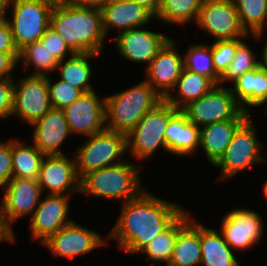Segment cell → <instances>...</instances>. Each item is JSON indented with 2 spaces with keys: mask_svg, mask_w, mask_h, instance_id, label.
I'll use <instances>...</instances> for the list:
<instances>
[{
  "mask_svg": "<svg viewBox=\"0 0 267 266\" xmlns=\"http://www.w3.org/2000/svg\"><path fill=\"white\" fill-rule=\"evenodd\" d=\"M184 210L179 204L165 201L144 190L138 197L122 204L106 240H115L118 248L127 253H139Z\"/></svg>",
  "mask_w": 267,
  "mask_h": 266,
  "instance_id": "1",
  "label": "cell"
},
{
  "mask_svg": "<svg viewBox=\"0 0 267 266\" xmlns=\"http://www.w3.org/2000/svg\"><path fill=\"white\" fill-rule=\"evenodd\" d=\"M52 27L74 53L103 52L106 35L100 8L57 2L50 16Z\"/></svg>",
  "mask_w": 267,
  "mask_h": 266,
  "instance_id": "2",
  "label": "cell"
},
{
  "mask_svg": "<svg viewBox=\"0 0 267 266\" xmlns=\"http://www.w3.org/2000/svg\"><path fill=\"white\" fill-rule=\"evenodd\" d=\"M163 98L146 80L105 96L106 129L128 135Z\"/></svg>",
  "mask_w": 267,
  "mask_h": 266,
  "instance_id": "3",
  "label": "cell"
},
{
  "mask_svg": "<svg viewBox=\"0 0 267 266\" xmlns=\"http://www.w3.org/2000/svg\"><path fill=\"white\" fill-rule=\"evenodd\" d=\"M142 166L126 160L86 174L80 180V193L122 201L138 197L144 189L141 186Z\"/></svg>",
  "mask_w": 267,
  "mask_h": 266,
  "instance_id": "4",
  "label": "cell"
},
{
  "mask_svg": "<svg viewBox=\"0 0 267 266\" xmlns=\"http://www.w3.org/2000/svg\"><path fill=\"white\" fill-rule=\"evenodd\" d=\"M163 99L137 123L127 135V151L137 161L150 159L159 147L167 152L164 132L169 120L178 112Z\"/></svg>",
  "mask_w": 267,
  "mask_h": 266,
  "instance_id": "5",
  "label": "cell"
},
{
  "mask_svg": "<svg viewBox=\"0 0 267 266\" xmlns=\"http://www.w3.org/2000/svg\"><path fill=\"white\" fill-rule=\"evenodd\" d=\"M252 120L251 115L237 129L225 152L213 165L220 170V180L231 179L254 164H267L266 156L262 153L263 144L258 138L257 128Z\"/></svg>",
  "mask_w": 267,
  "mask_h": 266,
  "instance_id": "6",
  "label": "cell"
},
{
  "mask_svg": "<svg viewBox=\"0 0 267 266\" xmlns=\"http://www.w3.org/2000/svg\"><path fill=\"white\" fill-rule=\"evenodd\" d=\"M87 139L73 154L80 180L90 172L126 160L122 156L127 152V135L105 129Z\"/></svg>",
  "mask_w": 267,
  "mask_h": 266,
  "instance_id": "7",
  "label": "cell"
},
{
  "mask_svg": "<svg viewBox=\"0 0 267 266\" xmlns=\"http://www.w3.org/2000/svg\"><path fill=\"white\" fill-rule=\"evenodd\" d=\"M55 4L53 0H9L8 10L12 11V16L7 17V20L19 51L39 41L50 26V16Z\"/></svg>",
  "mask_w": 267,
  "mask_h": 266,
  "instance_id": "8",
  "label": "cell"
},
{
  "mask_svg": "<svg viewBox=\"0 0 267 266\" xmlns=\"http://www.w3.org/2000/svg\"><path fill=\"white\" fill-rule=\"evenodd\" d=\"M216 85L208 93L190 102L181 111L197 127L235 119L243 108L236 101L230 87Z\"/></svg>",
  "mask_w": 267,
  "mask_h": 266,
  "instance_id": "9",
  "label": "cell"
},
{
  "mask_svg": "<svg viewBox=\"0 0 267 266\" xmlns=\"http://www.w3.org/2000/svg\"><path fill=\"white\" fill-rule=\"evenodd\" d=\"M196 24L216 40L251 37L240 23L234 0H203Z\"/></svg>",
  "mask_w": 267,
  "mask_h": 266,
  "instance_id": "10",
  "label": "cell"
},
{
  "mask_svg": "<svg viewBox=\"0 0 267 266\" xmlns=\"http://www.w3.org/2000/svg\"><path fill=\"white\" fill-rule=\"evenodd\" d=\"M47 76L27 75L14 79V100L11 116L33 124L50 109Z\"/></svg>",
  "mask_w": 267,
  "mask_h": 266,
  "instance_id": "11",
  "label": "cell"
},
{
  "mask_svg": "<svg viewBox=\"0 0 267 266\" xmlns=\"http://www.w3.org/2000/svg\"><path fill=\"white\" fill-rule=\"evenodd\" d=\"M0 215L6 226L14 233L13 224L23 217L33 215L43 197L37 179L12 177L2 190Z\"/></svg>",
  "mask_w": 267,
  "mask_h": 266,
  "instance_id": "12",
  "label": "cell"
},
{
  "mask_svg": "<svg viewBox=\"0 0 267 266\" xmlns=\"http://www.w3.org/2000/svg\"><path fill=\"white\" fill-rule=\"evenodd\" d=\"M257 211L244 208L228 211L220 231L233 251H245L257 245L264 235V222Z\"/></svg>",
  "mask_w": 267,
  "mask_h": 266,
  "instance_id": "13",
  "label": "cell"
},
{
  "mask_svg": "<svg viewBox=\"0 0 267 266\" xmlns=\"http://www.w3.org/2000/svg\"><path fill=\"white\" fill-rule=\"evenodd\" d=\"M96 93H83L63 109L71 135L88 137L106 129L105 96L99 98Z\"/></svg>",
  "mask_w": 267,
  "mask_h": 266,
  "instance_id": "14",
  "label": "cell"
},
{
  "mask_svg": "<svg viewBox=\"0 0 267 266\" xmlns=\"http://www.w3.org/2000/svg\"><path fill=\"white\" fill-rule=\"evenodd\" d=\"M105 245H108V241L103 239V236L94 230L79 226L74 220L42 244L54 256L68 260L91 253L94 249Z\"/></svg>",
  "mask_w": 267,
  "mask_h": 266,
  "instance_id": "15",
  "label": "cell"
},
{
  "mask_svg": "<svg viewBox=\"0 0 267 266\" xmlns=\"http://www.w3.org/2000/svg\"><path fill=\"white\" fill-rule=\"evenodd\" d=\"M73 158V159H72ZM70 158L65 154L45 155L37 181L44 194L69 195L80 193V179L76 170L74 155Z\"/></svg>",
  "mask_w": 267,
  "mask_h": 266,
  "instance_id": "16",
  "label": "cell"
},
{
  "mask_svg": "<svg viewBox=\"0 0 267 266\" xmlns=\"http://www.w3.org/2000/svg\"><path fill=\"white\" fill-rule=\"evenodd\" d=\"M145 27L121 32L114 37V41L120 57L137 64H145L146 69L171 37L147 30Z\"/></svg>",
  "mask_w": 267,
  "mask_h": 266,
  "instance_id": "17",
  "label": "cell"
},
{
  "mask_svg": "<svg viewBox=\"0 0 267 266\" xmlns=\"http://www.w3.org/2000/svg\"><path fill=\"white\" fill-rule=\"evenodd\" d=\"M70 197L69 195H45L30 218L29 227L32 239H37L42 245L73 221L69 218L67 220Z\"/></svg>",
  "mask_w": 267,
  "mask_h": 266,
  "instance_id": "18",
  "label": "cell"
},
{
  "mask_svg": "<svg viewBox=\"0 0 267 266\" xmlns=\"http://www.w3.org/2000/svg\"><path fill=\"white\" fill-rule=\"evenodd\" d=\"M176 44L171 38L145 69V80L163 99L173 92L184 68L183 55Z\"/></svg>",
  "mask_w": 267,
  "mask_h": 266,
  "instance_id": "19",
  "label": "cell"
},
{
  "mask_svg": "<svg viewBox=\"0 0 267 266\" xmlns=\"http://www.w3.org/2000/svg\"><path fill=\"white\" fill-rule=\"evenodd\" d=\"M32 143L45 155L64 154L62 143L71 133L63 109L51 108L42 118L31 124Z\"/></svg>",
  "mask_w": 267,
  "mask_h": 266,
  "instance_id": "20",
  "label": "cell"
},
{
  "mask_svg": "<svg viewBox=\"0 0 267 266\" xmlns=\"http://www.w3.org/2000/svg\"><path fill=\"white\" fill-rule=\"evenodd\" d=\"M105 35L112 28L117 34L148 25L155 16L145 7L130 0H109L101 8Z\"/></svg>",
  "mask_w": 267,
  "mask_h": 266,
  "instance_id": "21",
  "label": "cell"
},
{
  "mask_svg": "<svg viewBox=\"0 0 267 266\" xmlns=\"http://www.w3.org/2000/svg\"><path fill=\"white\" fill-rule=\"evenodd\" d=\"M251 116L249 112L242 111L235 119L212 123L200 128V149L205 153L206 159L214 165L223 155L232 141L237 129Z\"/></svg>",
  "mask_w": 267,
  "mask_h": 266,
  "instance_id": "22",
  "label": "cell"
},
{
  "mask_svg": "<svg viewBox=\"0 0 267 266\" xmlns=\"http://www.w3.org/2000/svg\"><path fill=\"white\" fill-rule=\"evenodd\" d=\"M164 135L168 154L178 157L196 153L200 145V127L190 122L181 110L169 120Z\"/></svg>",
  "mask_w": 267,
  "mask_h": 266,
  "instance_id": "23",
  "label": "cell"
},
{
  "mask_svg": "<svg viewBox=\"0 0 267 266\" xmlns=\"http://www.w3.org/2000/svg\"><path fill=\"white\" fill-rule=\"evenodd\" d=\"M230 89L244 111L267 103V69L259 66L244 73L231 83Z\"/></svg>",
  "mask_w": 267,
  "mask_h": 266,
  "instance_id": "24",
  "label": "cell"
},
{
  "mask_svg": "<svg viewBox=\"0 0 267 266\" xmlns=\"http://www.w3.org/2000/svg\"><path fill=\"white\" fill-rule=\"evenodd\" d=\"M200 223L194 217L177 232L172 256L167 266H200Z\"/></svg>",
  "mask_w": 267,
  "mask_h": 266,
  "instance_id": "25",
  "label": "cell"
},
{
  "mask_svg": "<svg viewBox=\"0 0 267 266\" xmlns=\"http://www.w3.org/2000/svg\"><path fill=\"white\" fill-rule=\"evenodd\" d=\"M200 266H240L234 251L226 243L222 233L200 223Z\"/></svg>",
  "mask_w": 267,
  "mask_h": 266,
  "instance_id": "26",
  "label": "cell"
},
{
  "mask_svg": "<svg viewBox=\"0 0 267 266\" xmlns=\"http://www.w3.org/2000/svg\"><path fill=\"white\" fill-rule=\"evenodd\" d=\"M216 84L207 76L183 68L173 89L176 95L170 93L165 100L177 110H182L190 102L208 93Z\"/></svg>",
  "mask_w": 267,
  "mask_h": 266,
  "instance_id": "27",
  "label": "cell"
},
{
  "mask_svg": "<svg viewBox=\"0 0 267 266\" xmlns=\"http://www.w3.org/2000/svg\"><path fill=\"white\" fill-rule=\"evenodd\" d=\"M99 58L95 53H74L66 60L58 62L56 72L58 71L59 79L68 82V84L82 90L84 93L94 90L92 83V67L90 59Z\"/></svg>",
  "mask_w": 267,
  "mask_h": 266,
  "instance_id": "28",
  "label": "cell"
},
{
  "mask_svg": "<svg viewBox=\"0 0 267 266\" xmlns=\"http://www.w3.org/2000/svg\"><path fill=\"white\" fill-rule=\"evenodd\" d=\"M190 218L191 214L185 209L165 230L152 238L139 253L147 255V258L153 261L151 266H157L163 262L167 266L172 256L177 232Z\"/></svg>",
  "mask_w": 267,
  "mask_h": 266,
  "instance_id": "29",
  "label": "cell"
},
{
  "mask_svg": "<svg viewBox=\"0 0 267 266\" xmlns=\"http://www.w3.org/2000/svg\"><path fill=\"white\" fill-rule=\"evenodd\" d=\"M45 154L34 144L23 143L18 138L12 140L13 177L37 179Z\"/></svg>",
  "mask_w": 267,
  "mask_h": 266,
  "instance_id": "30",
  "label": "cell"
},
{
  "mask_svg": "<svg viewBox=\"0 0 267 266\" xmlns=\"http://www.w3.org/2000/svg\"><path fill=\"white\" fill-rule=\"evenodd\" d=\"M203 0H163L159 18L164 24L184 26L189 22H197Z\"/></svg>",
  "mask_w": 267,
  "mask_h": 266,
  "instance_id": "31",
  "label": "cell"
},
{
  "mask_svg": "<svg viewBox=\"0 0 267 266\" xmlns=\"http://www.w3.org/2000/svg\"><path fill=\"white\" fill-rule=\"evenodd\" d=\"M20 61L25 71L34 67L33 72L28 75L37 76H48L49 72H55L59 62L40 41L22 48L19 51L18 64Z\"/></svg>",
  "mask_w": 267,
  "mask_h": 266,
  "instance_id": "32",
  "label": "cell"
},
{
  "mask_svg": "<svg viewBox=\"0 0 267 266\" xmlns=\"http://www.w3.org/2000/svg\"><path fill=\"white\" fill-rule=\"evenodd\" d=\"M184 68L209 77L216 85L220 81V76L216 73L211 54V45L193 44L183 54Z\"/></svg>",
  "mask_w": 267,
  "mask_h": 266,
  "instance_id": "33",
  "label": "cell"
},
{
  "mask_svg": "<svg viewBox=\"0 0 267 266\" xmlns=\"http://www.w3.org/2000/svg\"><path fill=\"white\" fill-rule=\"evenodd\" d=\"M240 23L250 35L257 34L266 24L267 0H234Z\"/></svg>",
  "mask_w": 267,
  "mask_h": 266,
  "instance_id": "34",
  "label": "cell"
},
{
  "mask_svg": "<svg viewBox=\"0 0 267 266\" xmlns=\"http://www.w3.org/2000/svg\"><path fill=\"white\" fill-rule=\"evenodd\" d=\"M258 54L254 53L250 44L242 41L236 48L235 55L226 71L220 76L218 85L223 86L226 82H233L246 72L256 70L260 66Z\"/></svg>",
  "mask_w": 267,
  "mask_h": 266,
  "instance_id": "35",
  "label": "cell"
},
{
  "mask_svg": "<svg viewBox=\"0 0 267 266\" xmlns=\"http://www.w3.org/2000/svg\"><path fill=\"white\" fill-rule=\"evenodd\" d=\"M47 83L50 94V104L52 108L64 109L72 104L80 96L83 95V91L73 87L63 80H57L52 82L51 77L47 76Z\"/></svg>",
  "mask_w": 267,
  "mask_h": 266,
  "instance_id": "36",
  "label": "cell"
},
{
  "mask_svg": "<svg viewBox=\"0 0 267 266\" xmlns=\"http://www.w3.org/2000/svg\"><path fill=\"white\" fill-rule=\"evenodd\" d=\"M245 38L234 40H215L211 45V54L216 73L221 76L234 58L237 46Z\"/></svg>",
  "mask_w": 267,
  "mask_h": 266,
  "instance_id": "37",
  "label": "cell"
},
{
  "mask_svg": "<svg viewBox=\"0 0 267 266\" xmlns=\"http://www.w3.org/2000/svg\"><path fill=\"white\" fill-rule=\"evenodd\" d=\"M39 41L58 61L66 59L68 53L69 57L74 54L63 38L50 26L46 29Z\"/></svg>",
  "mask_w": 267,
  "mask_h": 266,
  "instance_id": "38",
  "label": "cell"
},
{
  "mask_svg": "<svg viewBox=\"0 0 267 266\" xmlns=\"http://www.w3.org/2000/svg\"><path fill=\"white\" fill-rule=\"evenodd\" d=\"M13 177L12 139L0 142V188L3 189Z\"/></svg>",
  "mask_w": 267,
  "mask_h": 266,
  "instance_id": "39",
  "label": "cell"
},
{
  "mask_svg": "<svg viewBox=\"0 0 267 266\" xmlns=\"http://www.w3.org/2000/svg\"><path fill=\"white\" fill-rule=\"evenodd\" d=\"M14 100V78L0 79V119L11 117Z\"/></svg>",
  "mask_w": 267,
  "mask_h": 266,
  "instance_id": "40",
  "label": "cell"
},
{
  "mask_svg": "<svg viewBox=\"0 0 267 266\" xmlns=\"http://www.w3.org/2000/svg\"><path fill=\"white\" fill-rule=\"evenodd\" d=\"M0 52L19 53V50L15 45L12 30L7 17L0 20Z\"/></svg>",
  "mask_w": 267,
  "mask_h": 266,
  "instance_id": "41",
  "label": "cell"
},
{
  "mask_svg": "<svg viewBox=\"0 0 267 266\" xmlns=\"http://www.w3.org/2000/svg\"><path fill=\"white\" fill-rule=\"evenodd\" d=\"M19 53L0 52V79L14 78L11 73L18 64Z\"/></svg>",
  "mask_w": 267,
  "mask_h": 266,
  "instance_id": "42",
  "label": "cell"
},
{
  "mask_svg": "<svg viewBox=\"0 0 267 266\" xmlns=\"http://www.w3.org/2000/svg\"><path fill=\"white\" fill-rule=\"evenodd\" d=\"M108 1L109 0H62L61 2L71 6L101 8Z\"/></svg>",
  "mask_w": 267,
  "mask_h": 266,
  "instance_id": "43",
  "label": "cell"
},
{
  "mask_svg": "<svg viewBox=\"0 0 267 266\" xmlns=\"http://www.w3.org/2000/svg\"><path fill=\"white\" fill-rule=\"evenodd\" d=\"M15 233H13L4 222V219L0 215V242L14 243L16 241Z\"/></svg>",
  "mask_w": 267,
  "mask_h": 266,
  "instance_id": "44",
  "label": "cell"
},
{
  "mask_svg": "<svg viewBox=\"0 0 267 266\" xmlns=\"http://www.w3.org/2000/svg\"><path fill=\"white\" fill-rule=\"evenodd\" d=\"M149 10L155 17L159 13L163 0H130Z\"/></svg>",
  "mask_w": 267,
  "mask_h": 266,
  "instance_id": "45",
  "label": "cell"
},
{
  "mask_svg": "<svg viewBox=\"0 0 267 266\" xmlns=\"http://www.w3.org/2000/svg\"><path fill=\"white\" fill-rule=\"evenodd\" d=\"M8 2L9 0H0V20L6 18L8 11Z\"/></svg>",
  "mask_w": 267,
  "mask_h": 266,
  "instance_id": "46",
  "label": "cell"
},
{
  "mask_svg": "<svg viewBox=\"0 0 267 266\" xmlns=\"http://www.w3.org/2000/svg\"><path fill=\"white\" fill-rule=\"evenodd\" d=\"M265 45L261 48L262 49V57L260 56V66L267 69V41H265Z\"/></svg>",
  "mask_w": 267,
  "mask_h": 266,
  "instance_id": "47",
  "label": "cell"
},
{
  "mask_svg": "<svg viewBox=\"0 0 267 266\" xmlns=\"http://www.w3.org/2000/svg\"><path fill=\"white\" fill-rule=\"evenodd\" d=\"M266 23H267V15H266ZM266 25L267 24H265V26L257 33V34H255V35H251V37L254 39L255 38V40L256 41H258V40H260V39H263V37L265 36L264 35V30H265V28H266Z\"/></svg>",
  "mask_w": 267,
  "mask_h": 266,
  "instance_id": "48",
  "label": "cell"
},
{
  "mask_svg": "<svg viewBox=\"0 0 267 266\" xmlns=\"http://www.w3.org/2000/svg\"><path fill=\"white\" fill-rule=\"evenodd\" d=\"M262 187H263L262 191L264 193V197H266L267 199V179H266V182L263 183Z\"/></svg>",
  "mask_w": 267,
  "mask_h": 266,
  "instance_id": "49",
  "label": "cell"
},
{
  "mask_svg": "<svg viewBox=\"0 0 267 266\" xmlns=\"http://www.w3.org/2000/svg\"><path fill=\"white\" fill-rule=\"evenodd\" d=\"M53 1L57 3V2H61L62 0H53Z\"/></svg>",
  "mask_w": 267,
  "mask_h": 266,
  "instance_id": "50",
  "label": "cell"
}]
</instances>
